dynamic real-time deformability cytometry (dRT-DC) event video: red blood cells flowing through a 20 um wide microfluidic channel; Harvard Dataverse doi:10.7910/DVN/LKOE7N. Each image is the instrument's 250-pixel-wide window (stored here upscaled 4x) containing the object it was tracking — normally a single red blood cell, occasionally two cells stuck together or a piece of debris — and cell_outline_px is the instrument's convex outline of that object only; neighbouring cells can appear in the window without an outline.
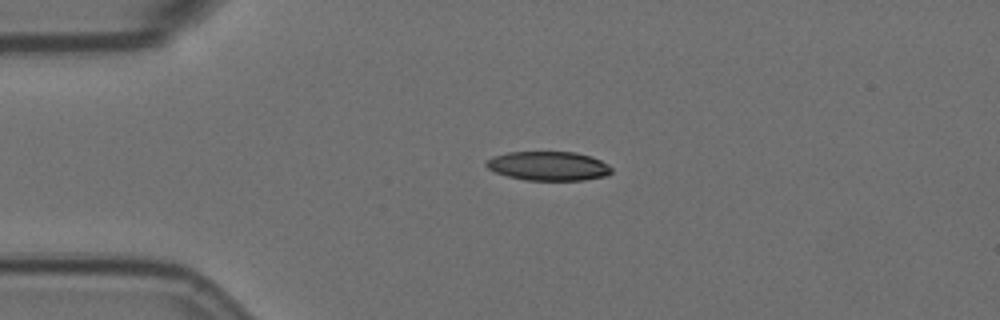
{"species": "Egyptian fruit bat (a non-hibernating species)", "species_latin": "Rousettus aegyptiacus", "temperature_condition": "room temperature", "stored_images_in_passage": 32, "camera_frame_rate_fps": 3000, "um_per_image_px": 0.085, "animal": {"sex": "female"}, "frame": {"image": 1, "passage_image": 1, "time_ms": 0.0, "image_size_px": [1000, 320], "cell_outline_px": [[612, 172], [604, 176], [584, 180], [524, 180], [508, 176], [496, 172], [488, 168], [484, 164], [492, 156], [508, 152], [576, 152], [592, 156], [608, 164], [612, 168]], "centroid_in_image_um": [46.62, 14.1], "position_along_channel_um": 38.4, "area_um2": 21.27}}
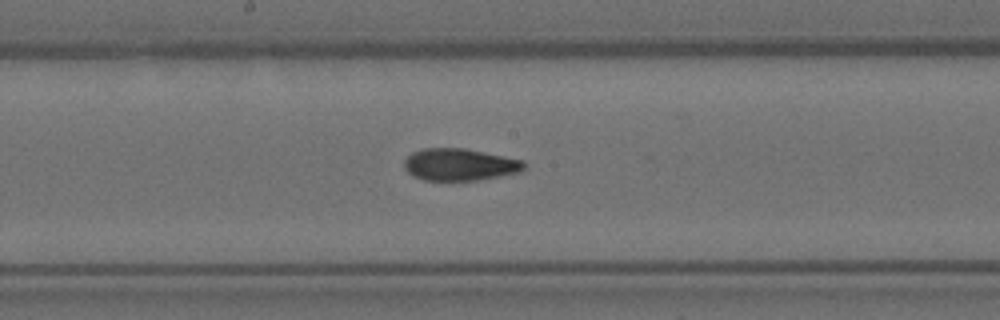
{"frame": {"image": 2, "passage_image": 18, "time_ms": 5.667, "image_size_px": [1000, 320], "cell_outline_px": [[524, 168], [520, 172], [500, 176], [476, 180], [424, 180], [412, 176], [404, 168], [404, 160], [412, 152], [424, 148], [464, 148], [524, 160]], "centroid_in_image_um": [39.05, 13.98], "position_along_channel_um": 209.1, "area_um2": 22.37}}
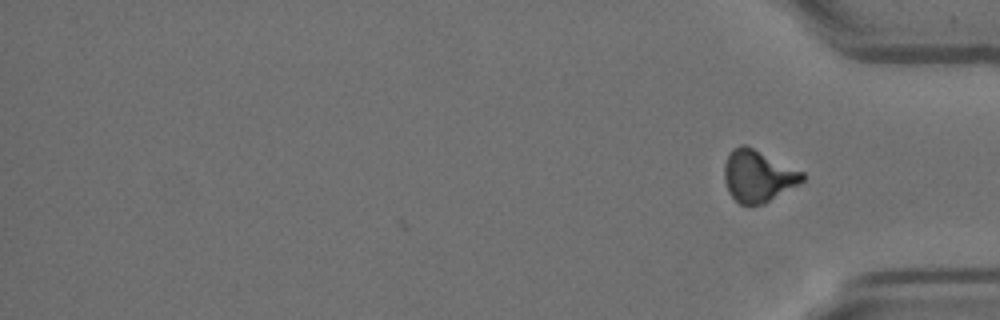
{"frame": {"image": 3, "passage_image": 32, "time_ms": 10.333, "image_size_px": [1000, 320], "cell_outline_px": [[804, 180], [800, 184], [764, 204], [740, 204], [728, 192], [724, 180], [724, 164], [732, 148], [740, 144], [744, 144], [804, 172]], "centroid_in_image_um": [64.43, 14.96], "position_along_channel_um": 370.8, "area_um2": 23.52}, "authors_computed_cell_mechanics": {"area_um2": 22.9466, "velocity_mm_per_s": 3.5262, "shape_relaxation_time_tau1_ms": 8.4501, "shape_relaxation_time_tau2_ms": 2.3176, "deformation_change_tau1": 0.2201, "deformation_change_tau2": 0.0952}}